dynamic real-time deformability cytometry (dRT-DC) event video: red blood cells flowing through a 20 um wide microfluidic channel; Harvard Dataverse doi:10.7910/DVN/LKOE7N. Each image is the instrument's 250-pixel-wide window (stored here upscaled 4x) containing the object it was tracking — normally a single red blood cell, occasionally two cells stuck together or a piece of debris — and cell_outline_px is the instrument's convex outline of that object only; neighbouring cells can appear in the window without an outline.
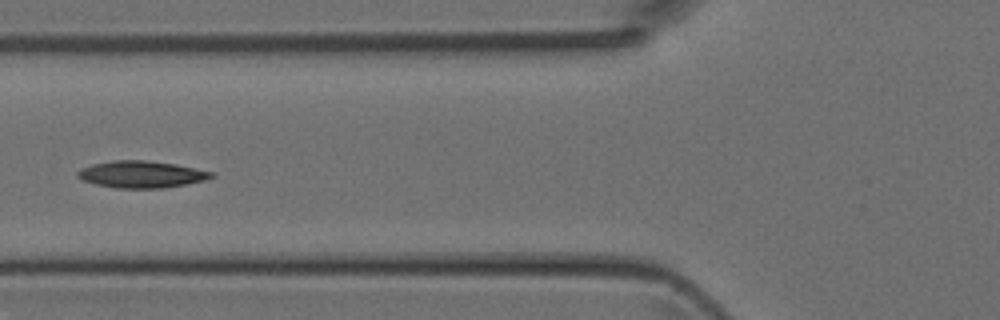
{"species": "Egyptian fruit bat (a non-hibernating species)", "species_latin": "Rousettus aegyptiacus", "temperature_condition": "room temperature", "stored_images_in_passage": 4, "camera_frame_rate_fps": 3000, "um_per_image_px": 0.085, "animal": {"sex": "female"}, "frame": {"image": 1, "passage_image": 3, "time_ms": 0.667, "image_size_px": [1000, 320], "cell_outline_px": [[216, 176], [204, 180], [164, 188], [116, 188], [96, 184], [84, 180], [76, 176], [76, 172], [80, 168], [92, 164], [116, 160], [144, 160], [176, 164], [216, 172]], "centroid_in_image_um": [12.04, 14.81], "position_along_channel_um": 113.8, "area_um2": 20.98}}
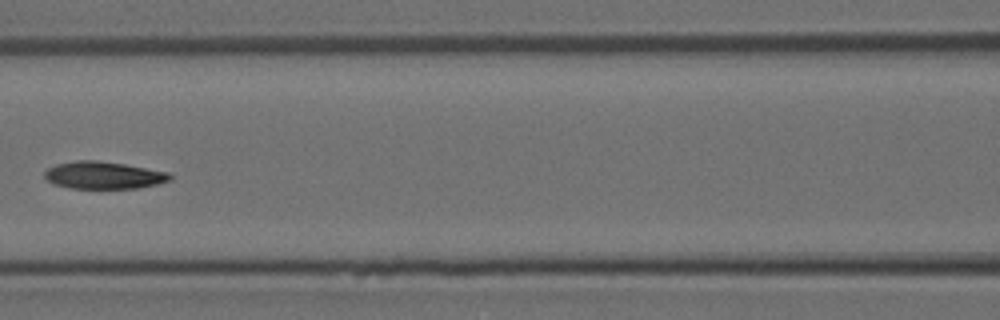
{"frame": {"image": 2, "passage_image": 4, "time_ms": 1.0, "image_size_px": [1000, 320], "cell_outline_px": [[172, 180], [156, 184], [136, 188], [72, 188], [52, 184], [44, 176], [44, 172], [48, 168], [56, 164], [76, 160], [96, 160], [124, 164], [168, 172], [172, 176]], "centroid_in_image_um": [8.79, 14.89], "position_along_channel_um": 157.8, "area_um2": 19.88}}